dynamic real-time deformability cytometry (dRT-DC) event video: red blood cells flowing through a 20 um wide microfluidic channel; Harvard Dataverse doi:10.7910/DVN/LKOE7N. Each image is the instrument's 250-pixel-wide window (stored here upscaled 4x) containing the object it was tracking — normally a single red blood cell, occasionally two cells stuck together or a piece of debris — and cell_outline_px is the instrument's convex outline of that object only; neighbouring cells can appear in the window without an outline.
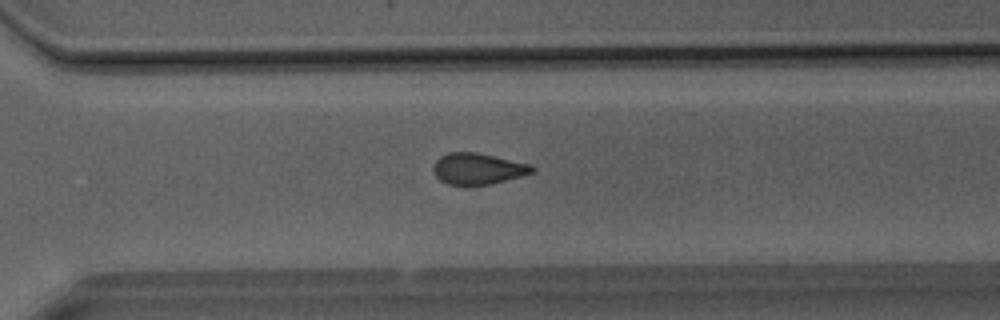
{"species": "Egyptian fruit bat (a non-hibernating species)", "species_latin": "Rousettus aegyptiacus", "temperature_condition": "room temperature", "stored_images_in_passage": 29, "camera_frame_rate_fps": 3000, "um_per_image_px": 0.085, "animal": {"sex": "male"}, "frame": {"image": 1, "passage_image": 18, "time_ms": 5.667, "image_size_px": [1000, 320], "cell_outline_px": [[536, 168], [532, 172], [520, 176], [488, 184], [468, 188], [448, 184], [440, 180], [432, 172], [432, 164], [440, 156], [448, 152], [476, 152], [532, 164]], "centroid_in_image_um": [40.56, 14.36], "position_along_channel_um": 330.0, "area_um2": 18.44}}
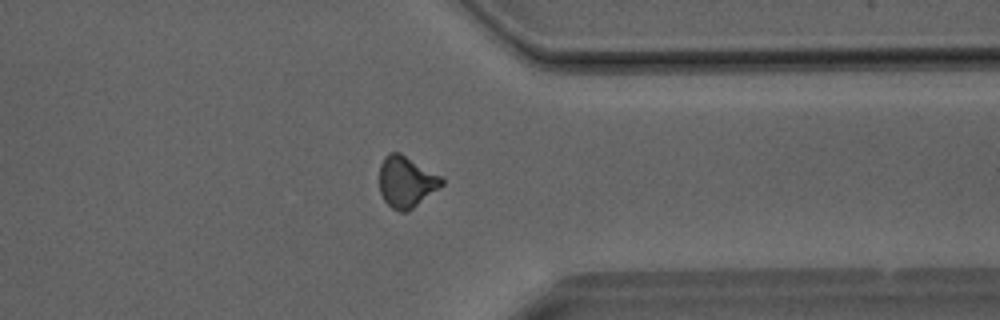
{"frame": {"image": 2, "passage_image": 21, "time_ms": 6.667, "image_size_px": [1000, 320], "cell_outline_px": [[444, 184], [412, 208], [404, 212], [400, 212], [392, 208], [384, 200], [380, 192], [380, 164], [384, 156], [388, 152], [400, 152], [440, 176], [444, 180]], "centroid_in_image_um": [34.51, 15.43], "position_along_channel_um": 376.9, "area_um2": 18.38}}
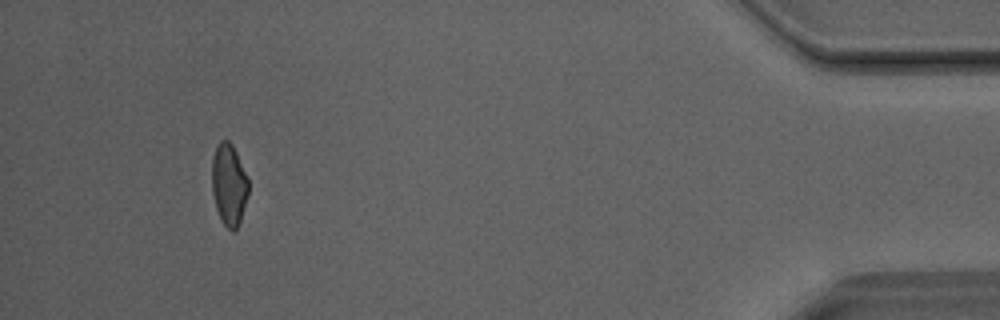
{"frame": {"image": 3, "passage_image": 27, "time_ms": 8.667, "image_size_px": [1000, 320], "cell_outline_px": [[248, 196], [236, 232], [232, 232], [220, 220], [216, 208], [212, 192], [212, 160], [216, 148], [220, 140], [228, 140], [232, 144], [248, 176]], "centroid_in_image_um": [19.47, 15.71], "position_along_channel_um": 415.7, "area_um2": 17.51}}